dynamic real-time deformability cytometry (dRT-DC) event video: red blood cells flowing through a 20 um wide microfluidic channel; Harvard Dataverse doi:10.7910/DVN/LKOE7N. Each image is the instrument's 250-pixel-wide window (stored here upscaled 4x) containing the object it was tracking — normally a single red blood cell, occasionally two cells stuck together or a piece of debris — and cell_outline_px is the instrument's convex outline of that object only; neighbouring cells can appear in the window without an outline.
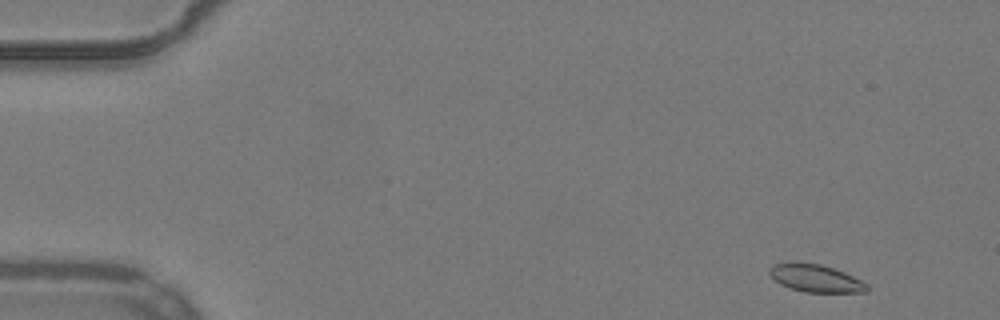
{"species": "common noctule bat (a hibernating species)", "species_latin": "Nyctalus noctula", "temperature_condition": "warm", "stored_images_in_passage": 50, "camera_frame_rate_fps": 3000, "um_per_image_px": 0.085, "animal": {"sex": "male", "body_mass_g": 19.2, "forearm_length_mm": 51.8}, "frame": {"image": 1, "passage_image": 1, "time_ms": 0.0, "image_size_px": [1000, 320], "cell_outline_px": [[868, 292], [804, 292], [780, 284], [768, 272], [768, 268], [776, 264], [792, 260], [820, 264], [844, 272], [868, 284]], "centroid_in_image_um": [69.3, 23.63], "position_along_channel_um": 15.7, "area_um2": 15.72}}
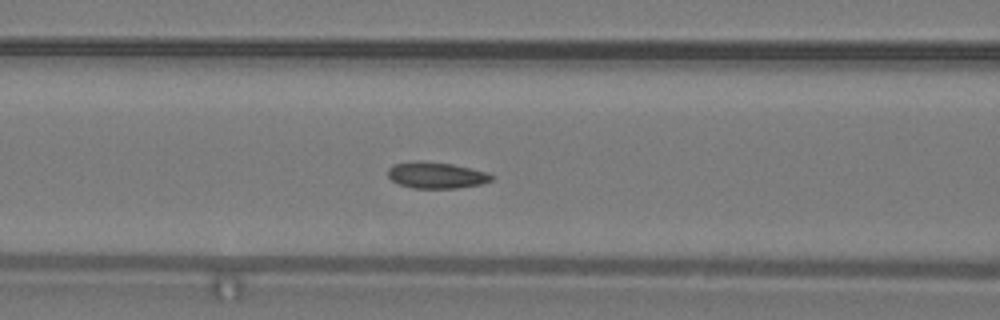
{"frame": {"image": 2, "passage_image": 19, "time_ms": 6.0, "image_size_px": [1000, 320], "cell_outline_px": [[496, 176], [492, 180], [480, 184], [456, 188], [412, 188], [400, 184], [392, 180], [388, 176], [388, 168], [392, 164], [452, 164], [488, 172]], "centroid_in_image_um": [37.16, 14.94], "position_along_channel_um": 129.4, "area_um2": 15.09}}
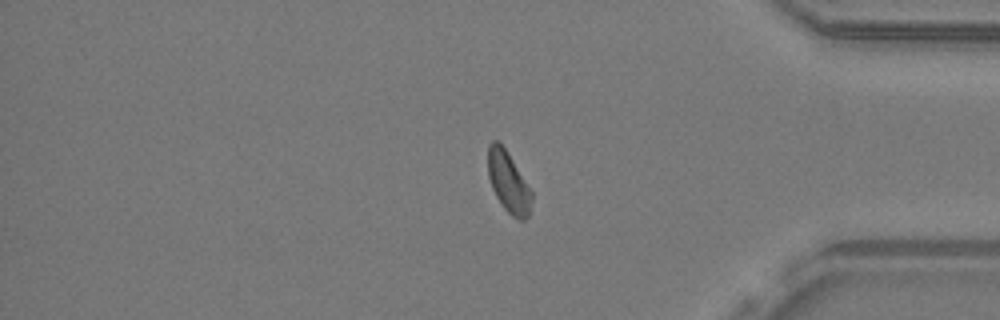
{"frame": {"image": 3, "passage_image": 41, "time_ms": 13.333, "image_size_px": [1000, 320], "cell_outline_px": [[532, 200], [528, 216], [524, 220], [520, 220], [512, 216], [504, 208], [496, 196], [492, 188], [488, 176], [488, 144], [492, 140], [496, 140], [504, 148], [512, 160], [532, 192]], "centroid_in_image_um": [43.2, 15.5], "position_along_channel_um": 392.0, "area_um2": 15.2}, "authors_computed_cell_mechanics": {"area_um2": 15.6349, "velocity_mm_per_s": 3.8878, "shape_relaxation_time_tau1_ms": 9.3124, "shape_relaxation_time_tau2_ms": 5.9264, "deformation_change_tau1": 0.1421, "deformation_change_tau2": 0.0921}}